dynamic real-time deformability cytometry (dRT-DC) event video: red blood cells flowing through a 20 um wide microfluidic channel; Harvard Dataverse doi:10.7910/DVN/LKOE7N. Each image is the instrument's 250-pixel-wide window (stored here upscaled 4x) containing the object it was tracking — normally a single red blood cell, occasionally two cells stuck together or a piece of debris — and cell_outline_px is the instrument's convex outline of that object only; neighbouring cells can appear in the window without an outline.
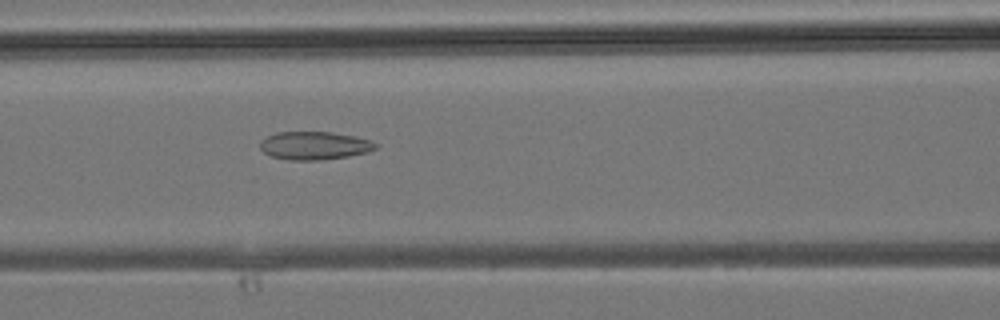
{"species": "common noctule bat (a hibernating species)", "species_latin": "Nyctalus noctula", "temperature_condition": "room temperature", "stored_images_in_passage": 35, "camera_frame_rate_fps": 3000, "um_per_image_px": 0.085, "animal": {"sex": "male", "body_mass_g": 19.2, "forearm_length_mm": 51.8}, "frame": {"image": 1, "passage_image": 15, "time_ms": 4.667, "image_size_px": [1000, 320], "cell_outline_px": [[380, 144], [376, 148], [368, 152], [348, 156], [320, 160], [288, 160], [272, 156], [264, 152], [260, 148], [260, 140], [276, 132], [332, 132], [356, 136], [372, 140]], "centroid_in_image_um": [26.76, 12.37], "position_along_channel_um": 139.8, "area_um2": 19.07}}
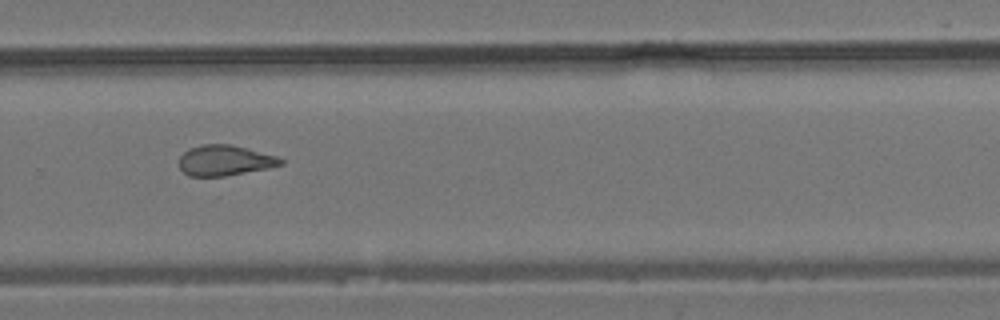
{"frame": {"image": 2, "passage_image": 24, "time_ms": 7.667, "image_size_px": [1000, 320], "cell_outline_px": [[284, 164], [268, 168], [216, 180], [188, 176], [180, 168], [180, 156], [188, 148], [204, 144], [232, 144], [280, 156], [284, 160]], "centroid_in_image_um": [19.13, 13.69], "position_along_channel_um": 310.7, "area_um2": 19.13}}
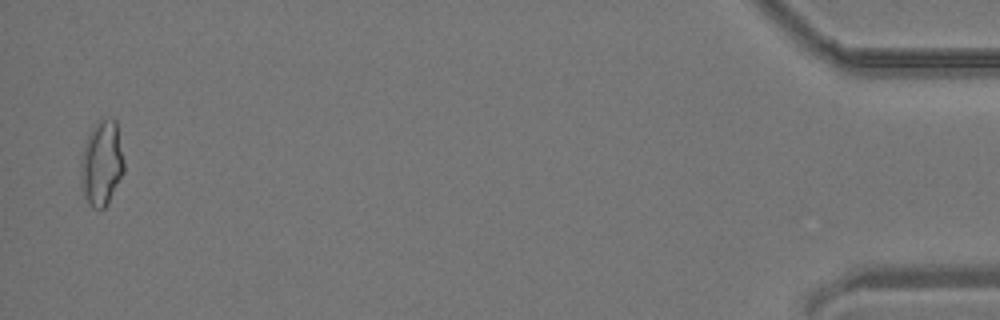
{"frame": {"image": 3, "passage_image": 35, "time_ms": 11.333, "image_size_px": [1000, 320], "cell_outline_px": [[124, 172], [108, 204], [104, 208], [92, 208], [80, 184], [80, 164], [84, 148], [88, 136], [92, 128], [100, 120], [116, 120], [124, 160]], "centroid_in_image_um": [8.65, 13.91], "position_along_channel_um": 426.5, "area_um2": 21.15}}